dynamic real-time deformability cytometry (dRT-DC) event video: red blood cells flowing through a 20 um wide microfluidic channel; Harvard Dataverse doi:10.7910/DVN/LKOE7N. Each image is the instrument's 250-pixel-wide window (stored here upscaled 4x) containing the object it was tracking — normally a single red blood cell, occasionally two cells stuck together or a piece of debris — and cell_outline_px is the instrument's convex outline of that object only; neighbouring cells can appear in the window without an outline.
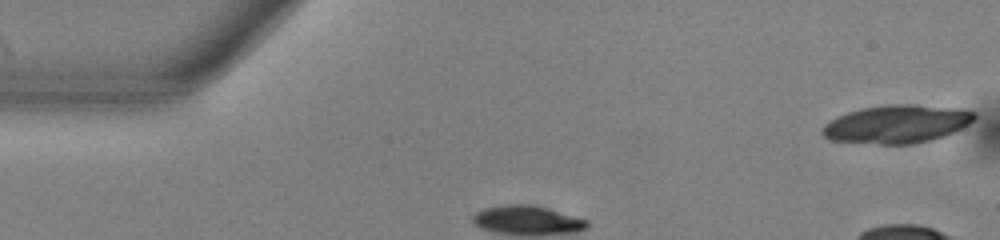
{"species": "common noctule bat (a hibernating species)", "species_latin": "Nyctalus noctula", "temperature_condition": "warm", "stored_images_in_passage": 14, "camera_frame_rate_fps": 3000, "um_per_image_px": 0.085, "animal": {"sex": "male", "body_mass_g": 13.0, "forearm_length_mm": 53.1}, "frame": {"image": 1, "passage_image": 1, "time_ms": 0.0, "image_size_px": [1000, 240], "cell_outline_px": [[976, 116], [968, 124], [944, 136], [932, 140], [912, 144], [880, 144], [828, 140], [820, 132], [824, 124], [836, 116], [860, 108], [888, 104], [916, 104], [960, 108], [976, 112]], "centroid_in_image_um": [76.2, 10.53], "position_along_channel_um": 8.8, "area_um2": 34.04}}